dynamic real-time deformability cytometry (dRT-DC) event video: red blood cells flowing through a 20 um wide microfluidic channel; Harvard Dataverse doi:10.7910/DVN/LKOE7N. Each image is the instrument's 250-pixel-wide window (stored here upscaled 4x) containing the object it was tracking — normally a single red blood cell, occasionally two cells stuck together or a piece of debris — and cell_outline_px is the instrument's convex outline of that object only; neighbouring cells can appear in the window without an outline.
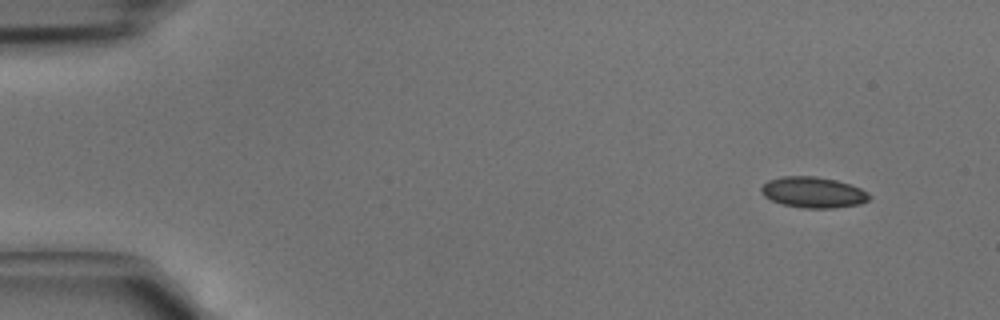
{"species": "common noctule bat (a hibernating species)", "species_latin": "Nyctalus noctula", "temperature_condition": "cold", "stored_images_in_passage": 3, "camera_frame_rate_fps": 3000, "um_per_image_px": 0.085, "animal": {"sex": "male", "body_mass_g": 15.6}, "frame": {"image": 1, "passage_image": 1, "time_ms": 0.0, "image_size_px": [1000, 320], "cell_outline_px": [[872, 196], [868, 200], [860, 204], [832, 208], [804, 208], [780, 204], [764, 196], [760, 192], [760, 188], [768, 180], [784, 176], [816, 176], [836, 180], [860, 188], [868, 192]], "centroid_in_image_um": [69.11, 16.35], "position_along_channel_um": 15.9, "area_um2": 19.48}}